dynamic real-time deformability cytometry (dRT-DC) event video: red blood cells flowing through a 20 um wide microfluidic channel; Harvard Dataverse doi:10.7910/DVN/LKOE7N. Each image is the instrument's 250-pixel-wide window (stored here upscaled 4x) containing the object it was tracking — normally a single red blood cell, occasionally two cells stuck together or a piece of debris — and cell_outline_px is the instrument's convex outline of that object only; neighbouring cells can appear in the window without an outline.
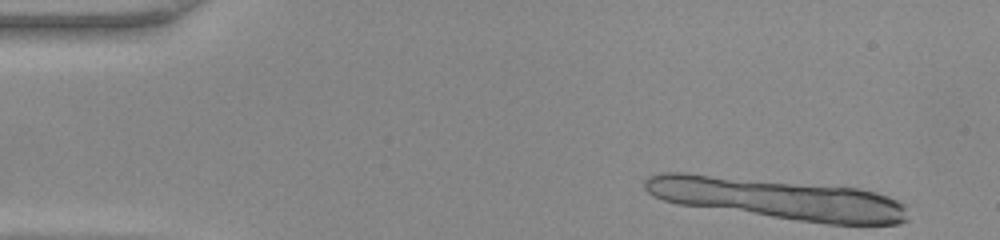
{"species": "common noctule bat (a hibernating species)", "species_latin": "Nyctalus noctula", "temperature_condition": "warm", "stored_images_in_passage": 5, "camera_frame_rate_fps": 3000, "um_per_image_px": 0.085, "animal": {"sex": "female", "body_mass_g": 22.0, "forearm_length_mm": 56.7}, "frame": {"image": 1, "passage_image": 1, "time_ms": 0.0, "image_size_px": [1000, 240], "cell_outline_px": [[900, 220], [892, 224], [844, 224], [812, 220], [784, 216], [764, 212], [748, 208], [748, 184], [772, 184], [844, 188], [868, 192], [892, 200], [896, 204]], "centroid_in_image_um": [69.95, 17.35], "position_along_channel_um": 15.1, "area_um2": 33.58}}